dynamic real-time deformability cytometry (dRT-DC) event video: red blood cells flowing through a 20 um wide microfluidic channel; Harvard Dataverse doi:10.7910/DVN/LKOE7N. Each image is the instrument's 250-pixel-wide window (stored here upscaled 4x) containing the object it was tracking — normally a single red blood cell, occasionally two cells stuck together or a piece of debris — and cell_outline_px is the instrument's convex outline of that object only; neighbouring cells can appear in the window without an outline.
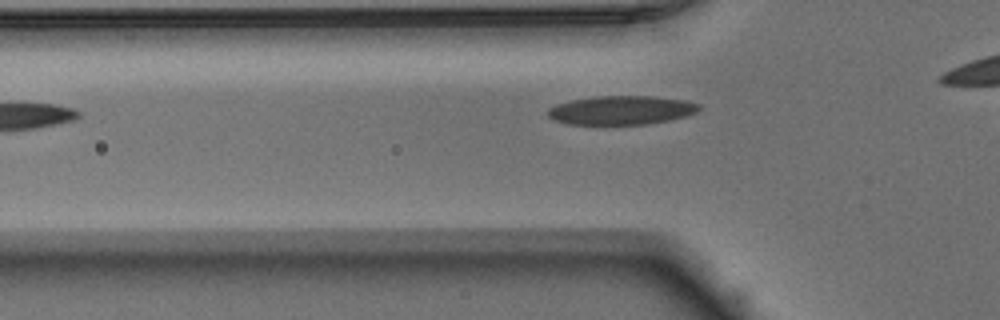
{"species": "Egyptian fruit bat (a non-hibernating species)", "species_latin": "Rousettus aegyptiacus", "temperature_condition": "warm", "stored_images_in_passage": 29, "camera_frame_rate_fps": 3000, "um_per_image_px": 0.085, "animal": {"sex": "male"}, "frame": {"image": 1, "passage_image": 4, "time_ms": 1.0, "image_size_px": [1000, 320], "cell_outline_px": [[700, 108], [696, 112], [684, 116], [668, 120], [648, 124], [568, 124], [556, 120], [548, 116], [548, 108], [556, 104], [572, 100], [592, 96], [652, 96], [684, 100], [700, 104]], "centroid_in_image_um": [52.8, 9.36], "position_along_channel_um": 73.0, "area_um2": 25.26}}
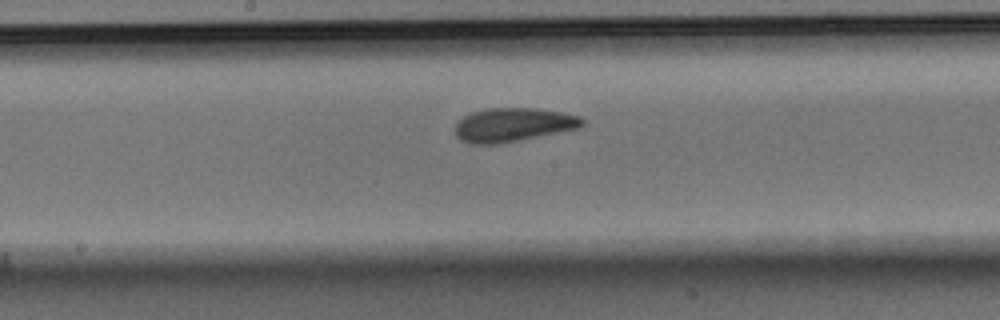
{"frame": {"image": 2, "passage_image": 14, "time_ms": 4.333, "image_size_px": [1000, 320], "cell_outline_px": [[584, 124], [576, 128], [496, 144], [472, 144], [460, 140], [456, 136], [456, 120], [472, 112], [488, 108], [536, 108], [560, 112], [580, 116], [584, 120]], "centroid_in_image_um": [43.55, 10.59], "position_along_channel_um": 204.6, "area_um2": 24.62}}
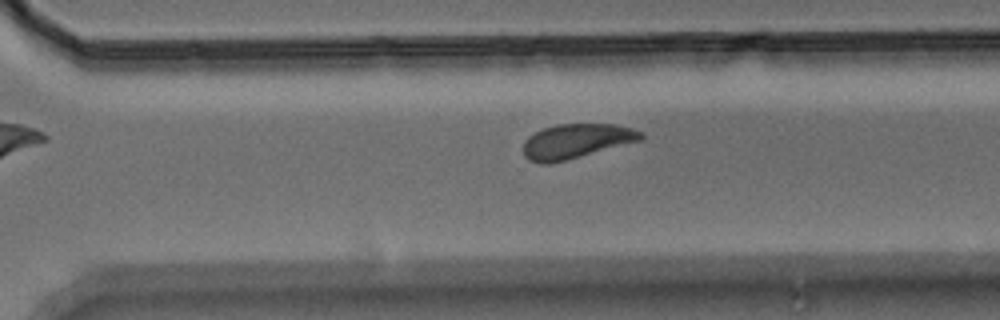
{"frame": {"image": 3, "passage_image": 23, "time_ms": 7.333, "image_size_px": [1000, 320], "cell_outline_px": [[644, 136], [640, 140], [568, 160], [548, 164], [540, 164], [528, 160], [524, 156], [524, 140], [528, 136], [544, 128], [556, 124], [612, 124], [632, 128], [644, 132]], "centroid_in_image_um": [48.95, 12.0], "position_along_channel_um": 321.6, "area_um2": 23.7}}